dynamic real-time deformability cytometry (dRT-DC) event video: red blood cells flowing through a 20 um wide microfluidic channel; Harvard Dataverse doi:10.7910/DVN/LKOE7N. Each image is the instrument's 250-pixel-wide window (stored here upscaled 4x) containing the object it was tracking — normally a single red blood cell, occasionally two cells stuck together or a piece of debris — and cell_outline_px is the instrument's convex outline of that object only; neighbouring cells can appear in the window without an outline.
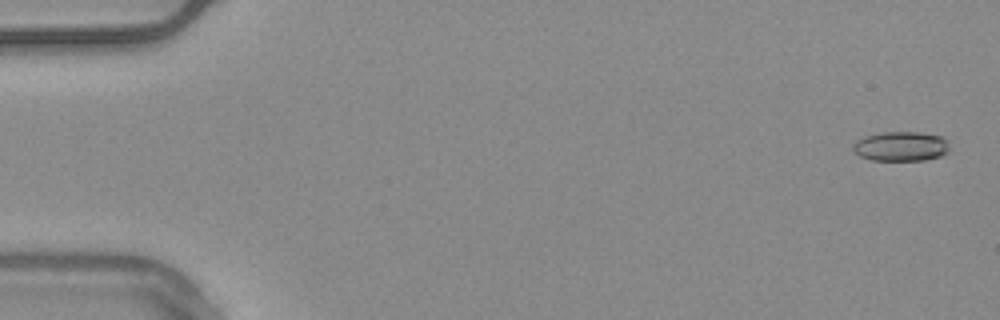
{"species": "common noctule bat (a hibernating species)", "species_latin": "Nyctalus noctula", "temperature_condition": "warm", "stored_images_in_passage": 55, "camera_frame_rate_fps": 3000, "um_per_image_px": 0.085, "animal": {"sex": "male", "body_mass_g": 20.4}, "frame": {"image": 1, "passage_image": 2, "time_ms": 0.333, "image_size_px": [1000, 320], "cell_outline_px": [[948, 152], [940, 156], [924, 160], [872, 160], [860, 156], [852, 148], [852, 144], [856, 140], [864, 136], [880, 132], [920, 132], [940, 136], [948, 140]], "centroid_in_image_um": [76.57, 12.43], "position_along_channel_um": 8.4, "area_um2": 16.7}}
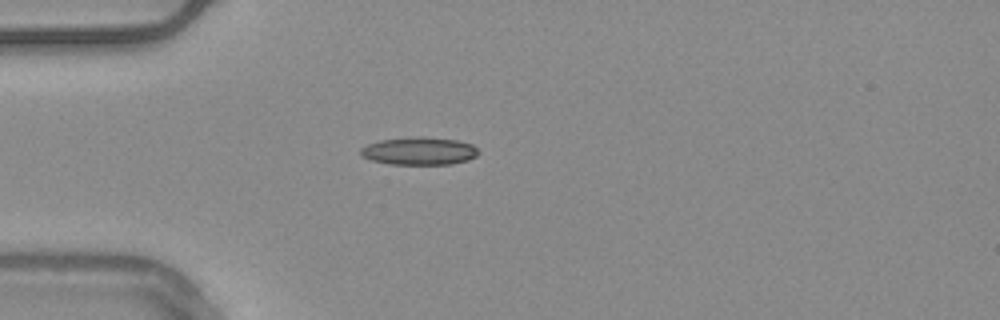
{"frame": {"image": 2, "passage_image": 16, "time_ms": 5.0, "image_size_px": [1000, 320], "cell_outline_px": [[480, 152], [476, 156], [468, 160], [452, 164], [388, 164], [372, 160], [360, 156], [360, 148], [368, 144], [380, 140], [412, 136], [424, 136], [456, 140], [472, 144]], "centroid_in_image_um": [35.62, 12.83], "position_along_channel_um": 49.4, "area_um2": 19.25}}
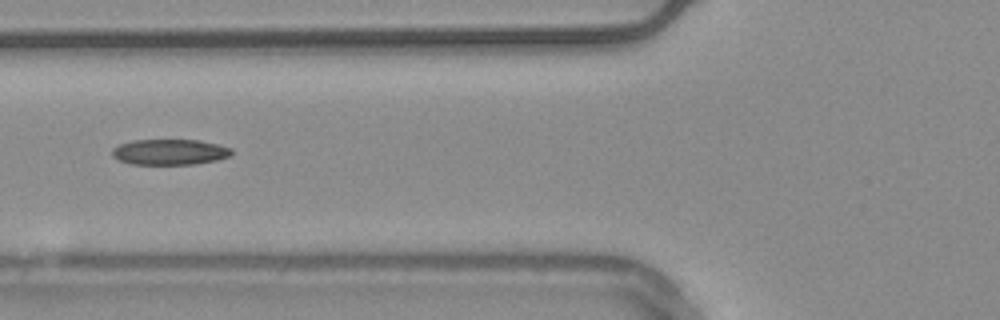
{"frame": {"image": 3, "passage_image": 22, "time_ms": 7.0, "image_size_px": [1000, 320], "cell_outline_px": [[232, 156], [216, 160], [196, 164], [132, 164], [120, 160], [112, 156], [112, 148], [120, 144], [132, 140], [200, 140], [232, 148]], "centroid_in_image_um": [14.44, 12.92], "position_along_channel_um": 111.4, "area_um2": 17.86}, "authors_computed_cell_mechanics": {"area_um2": 17.8602, "velocity_mm_per_s": 3.769, "shape_relaxation_time_tau1_ms": null, "shape_relaxation_time_tau2_ms": 4.2413, "deformation_change_tau1": null, "deformation_change_tau2": 0.1365}}